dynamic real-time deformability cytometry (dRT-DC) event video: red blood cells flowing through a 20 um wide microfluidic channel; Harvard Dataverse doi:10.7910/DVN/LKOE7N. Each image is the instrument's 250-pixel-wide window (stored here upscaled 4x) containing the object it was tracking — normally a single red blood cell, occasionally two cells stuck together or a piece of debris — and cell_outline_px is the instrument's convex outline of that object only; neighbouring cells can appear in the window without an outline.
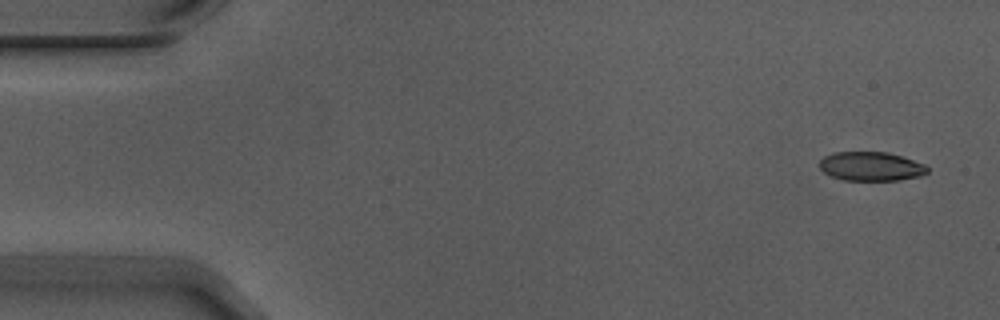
{"species": "Egyptian fruit bat (a non-hibernating species)", "species_latin": "Rousettus aegyptiacus", "temperature_condition": "warm", "stored_images_in_passage": 5, "camera_frame_rate_fps": 3000, "um_per_image_px": 0.085, "animal": {"sex": "male"}, "frame": {"image": 1, "passage_image": 1, "time_ms": 0.0, "image_size_px": [1000, 320], "cell_outline_px": [[928, 172], [920, 176], [900, 180], [844, 180], [832, 176], [824, 172], [820, 168], [820, 160], [824, 156], [836, 152], [888, 152], [924, 164], [928, 168]], "centroid_in_image_um": [74.03, 14.14], "position_along_channel_um": 11.0, "area_um2": 18.09}}